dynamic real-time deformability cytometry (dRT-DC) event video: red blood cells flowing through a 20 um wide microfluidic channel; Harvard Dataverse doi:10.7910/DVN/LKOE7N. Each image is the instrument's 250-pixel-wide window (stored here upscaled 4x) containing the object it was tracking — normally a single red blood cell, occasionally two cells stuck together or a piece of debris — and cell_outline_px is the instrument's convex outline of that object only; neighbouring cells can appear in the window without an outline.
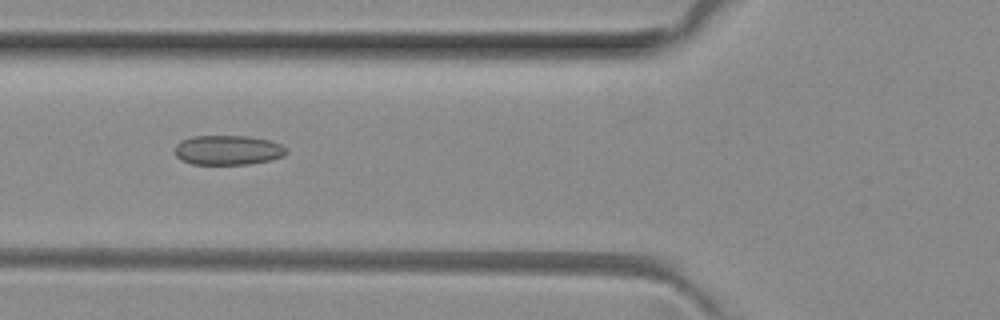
{"species": "common noctule bat (a hibernating species)", "species_latin": "Nyctalus noctula", "temperature_condition": "room temperature", "stored_images_in_passage": 35, "camera_frame_rate_fps": 3000, "um_per_image_px": 0.085, "animal": {"sex": "female", "body_mass_g": 29.2, "forearm_length_mm": 56.3}, "frame": {"image": 1, "passage_image": 5, "time_ms": 1.333, "image_size_px": [1000, 320], "cell_outline_px": [[288, 152], [284, 156], [272, 160], [248, 164], [192, 164], [180, 160], [176, 156], [176, 144], [180, 140], [192, 136], [248, 136], [268, 140], [280, 144], [288, 148]], "centroid_in_image_um": [19.39, 12.76], "position_along_channel_um": 106.4, "area_um2": 19.42}}
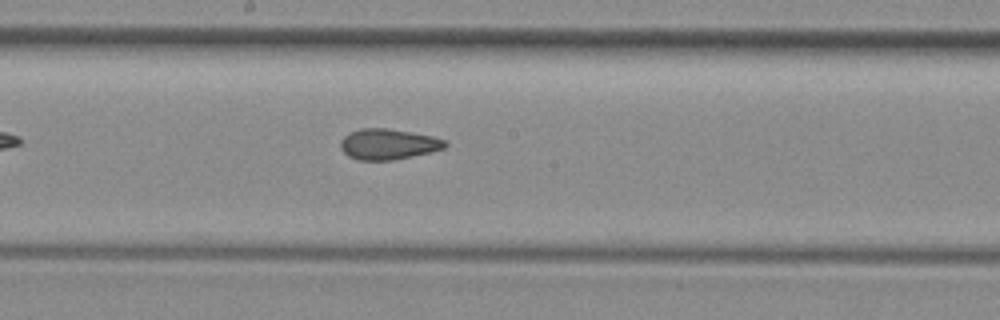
{"frame": {"image": 2, "passage_image": 13, "time_ms": 4.0, "image_size_px": [1000, 320], "cell_outline_px": [[448, 144], [444, 148], [432, 152], [392, 160], [356, 160], [348, 156], [340, 148], [340, 140], [344, 136], [360, 128], [388, 128], [412, 132], [432, 136], [444, 140]], "centroid_in_image_um": [32.98, 12.25], "position_along_channel_um": 215.2, "area_um2": 18.73}}
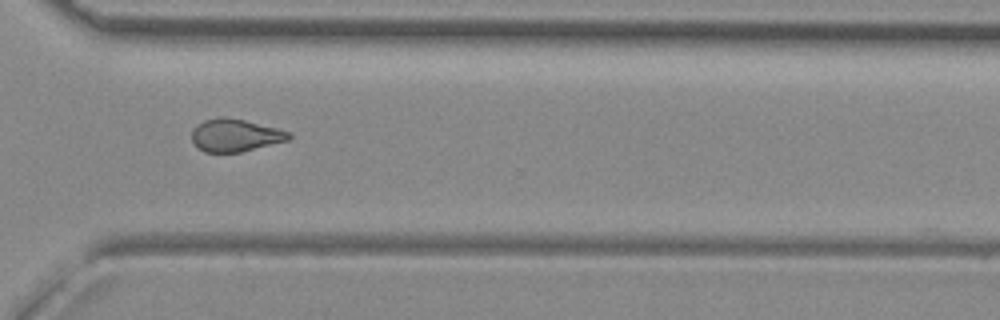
{"frame": {"image": 3, "passage_image": 23, "time_ms": 7.333, "image_size_px": [1000, 320], "cell_outline_px": [[292, 136], [288, 140], [240, 152], [204, 152], [192, 144], [192, 128], [196, 124], [204, 120], [220, 116], [224, 116], [244, 120], [292, 132]], "centroid_in_image_um": [19.95, 11.49], "position_along_channel_um": 350.6, "area_um2": 18.55}, "authors_computed_cell_mechanics": {"area_um2": 18.7272, "velocity_mm_per_s": 4.0778, "shape_relaxation_time_tau1_ms": null, "shape_relaxation_time_tau2_ms": 2.1239, "deformation_change_tau1": null, "deformation_change_tau2": 0.0962}}